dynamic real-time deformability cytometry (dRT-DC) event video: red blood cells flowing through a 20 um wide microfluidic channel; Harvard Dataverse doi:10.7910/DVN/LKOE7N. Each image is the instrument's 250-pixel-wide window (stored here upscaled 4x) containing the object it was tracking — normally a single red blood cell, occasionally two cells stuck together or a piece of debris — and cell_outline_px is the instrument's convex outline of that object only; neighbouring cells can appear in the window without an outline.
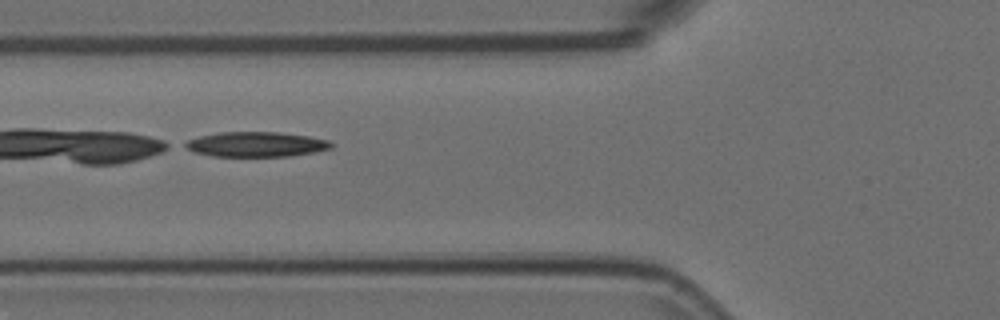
{"species": "Egyptian fruit bat (a non-hibernating species)", "species_latin": "Rousettus aegyptiacus", "temperature_condition": "room temperature", "stored_images_in_passage": 6, "camera_frame_rate_fps": 3000, "um_per_image_px": 0.085, "animal": {"sex": "female"}, "frame": {"image": 1, "passage_image": 6, "time_ms": 1.667, "image_size_px": [1000, 320], "cell_outline_px": [[332, 148], [312, 152], [288, 156], [212, 156], [192, 152], [184, 148], [180, 144], [188, 140], [200, 136], [220, 132], [276, 132], [308, 136], [328, 140], [332, 144]], "centroid_in_image_um": [21.68, 12.27], "position_along_channel_um": 104.1, "area_um2": 21.21}}